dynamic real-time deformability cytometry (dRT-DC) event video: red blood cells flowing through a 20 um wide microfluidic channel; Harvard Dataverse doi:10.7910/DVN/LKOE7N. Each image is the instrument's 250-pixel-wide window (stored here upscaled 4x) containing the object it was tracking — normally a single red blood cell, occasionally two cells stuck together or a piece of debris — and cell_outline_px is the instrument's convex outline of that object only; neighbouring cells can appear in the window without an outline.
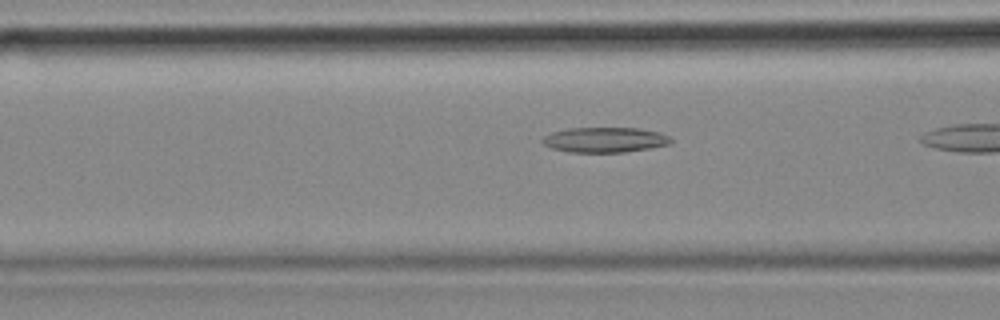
{"species": "common noctule bat (a hibernating species)", "species_latin": "Nyctalus noctula", "temperature_condition": "cold", "stored_images_in_passage": 21, "camera_frame_rate_fps": 3000, "um_per_image_px": 0.085, "animal": {"sex": "female", "body_mass_g": 18.4}, "frame": {"image": 1, "passage_image": 18, "time_ms": 5.667, "image_size_px": [1000, 320], "cell_outline_px": [[672, 140], [668, 144], [648, 148], [624, 152], [568, 152], [552, 148], [544, 144], [540, 140], [544, 136], [552, 132], [568, 128], [640, 128], [660, 132], [668, 136]], "centroid_in_image_um": [51.38, 11.88], "position_along_channel_um": 115.2, "area_um2": 18.73}}